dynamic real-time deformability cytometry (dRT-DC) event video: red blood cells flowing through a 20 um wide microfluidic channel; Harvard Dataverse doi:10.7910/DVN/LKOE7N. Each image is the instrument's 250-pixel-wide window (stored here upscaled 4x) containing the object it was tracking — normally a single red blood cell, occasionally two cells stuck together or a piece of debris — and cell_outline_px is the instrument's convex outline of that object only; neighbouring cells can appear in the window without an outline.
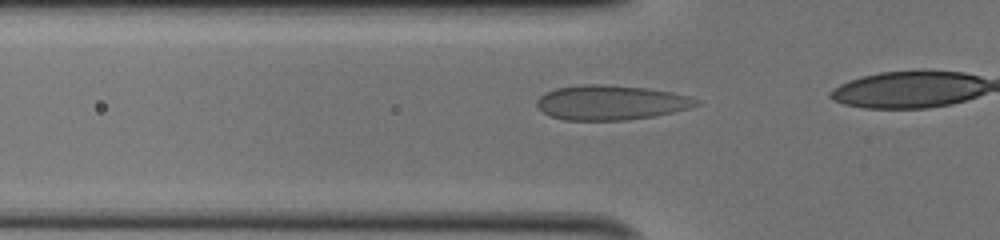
{"species": "human", "species_latin": "Homo sapiens", "temperature_condition": "cold", "stored_images_in_passage": 15, "camera_frame_rate_fps": 3000, "um_per_image_px": 0.085, "donor": {"sex": "male"}, "frame": {"image": 1, "passage_image": 10, "time_ms": 3.0, "image_size_px": [1000, 240], "cell_outline_px": [[700, 104], [688, 108], [656, 116], [624, 120], [564, 120], [552, 116], [544, 112], [536, 104], [536, 100], [544, 92], [556, 88], [580, 84], [600, 84], [648, 88], [672, 92], [692, 96], [700, 100]], "centroid_in_image_um": [51.94, 8.71], "position_along_channel_um": 73.9, "area_um2": 32.37}}
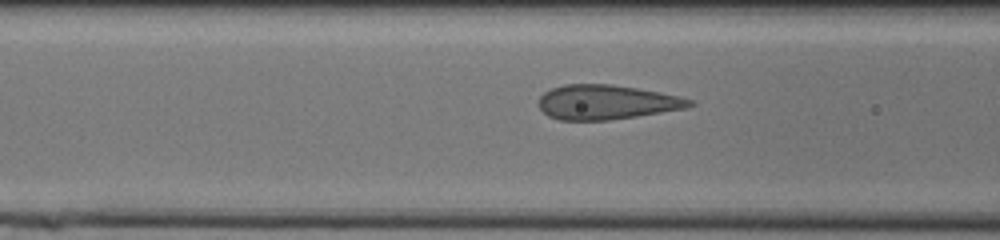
{"frame": {"image": 2, "passage_image": 13, "time_ms": 4.0, "image_size_px": [1000, 240], "cell_outline_px": [[696, 104], [684, 108], [636, 116], [608, 120], [560, 120], [548, 116], [536, 104], [540, 96], [544, 92], [552, 88], [564, 84], [612, 84], [636, 88], [680, 96], [692, 100]], "centroid_in_image_um": [51.5, 8.68], "position_along_channel_um": 115.1, "area_um2": 30.29}}